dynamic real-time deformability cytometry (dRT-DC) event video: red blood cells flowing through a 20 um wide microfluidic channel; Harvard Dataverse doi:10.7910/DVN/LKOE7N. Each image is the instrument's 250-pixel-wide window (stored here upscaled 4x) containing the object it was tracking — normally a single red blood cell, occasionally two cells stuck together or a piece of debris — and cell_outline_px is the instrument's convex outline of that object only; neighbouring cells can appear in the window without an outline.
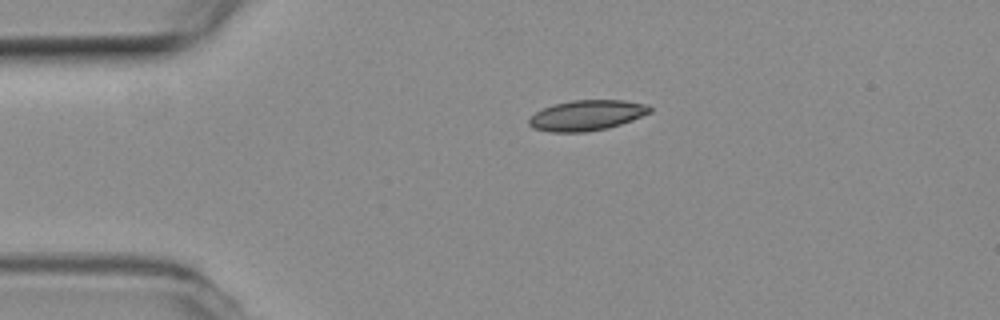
{"species": "common noctule bat (a hibernating species)", "species_latin": "Nyctalus noctula", "temperature_condition": "room temperature", "stored_images_in_passage": 2, "camera_frame_rate_fps": 3000, "um_per_image_px": 0.085, "animal": {"sex": "female", "body_mass_g": 19.3, "forearm_length_mm": 54.1}, "frame": {"image": 1, "passage_image": 1, "time_ms": 0.0, "image_size_px": [1000, 320], "cell_outline_px": [[652, 112], [632, 120], [608, 128], [584, 132], [552, 132], [532, 128], [528, 124], [528, 120], [536, 112], [552, 104], [572, 100], [624, 100], [648, 104], [652, 108]], "centroid_in_image_um": [49.89, 9.8], "position_along_channel_um": 35.1, "area_um2": 21.5}}